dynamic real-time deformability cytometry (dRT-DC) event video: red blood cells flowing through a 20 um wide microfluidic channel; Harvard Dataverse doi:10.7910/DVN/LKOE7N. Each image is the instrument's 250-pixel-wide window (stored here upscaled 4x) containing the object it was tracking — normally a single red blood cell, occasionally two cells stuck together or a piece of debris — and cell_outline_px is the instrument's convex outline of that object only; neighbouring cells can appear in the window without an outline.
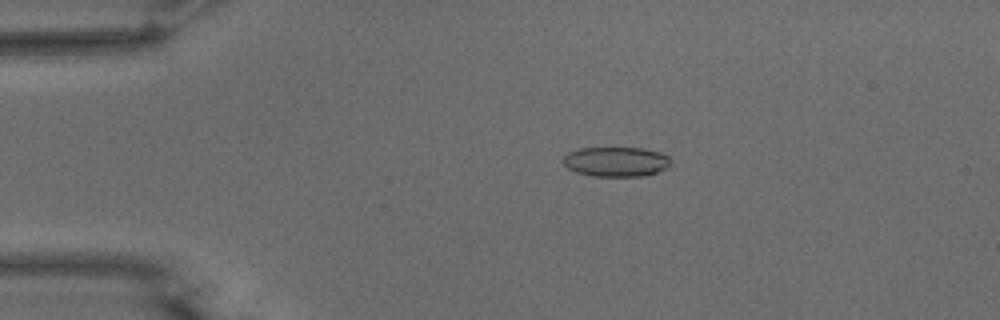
{"species": "common noctule bat (a hibernating species)", "species_latin": "Nyctalus noctula", "temperature_condition": "warm", "stored_images_in_passage": 54, "camera_frame_rate_fps": 3000, "um_per_image_px": 0.085, "animal": {"sex": "male", "body_mass_g": 15.6}, "frame": {"image": 1, "passage_image": 11, "time_ms": 3.333, "image_size_px": [1000, 320], "cell_outline_px": [[668, 168], [656, 172], [640, 176], [592, 176], [576, 172], [568, 168], [564, 164], [564, 156], [568, 152], [580, 148], [640, 148], [660, 152], [668, 156]], "centroid_in_image_um": [52.33, 13.74], "position_along_channel_um": 32.7, "area_um2": 18.44}}
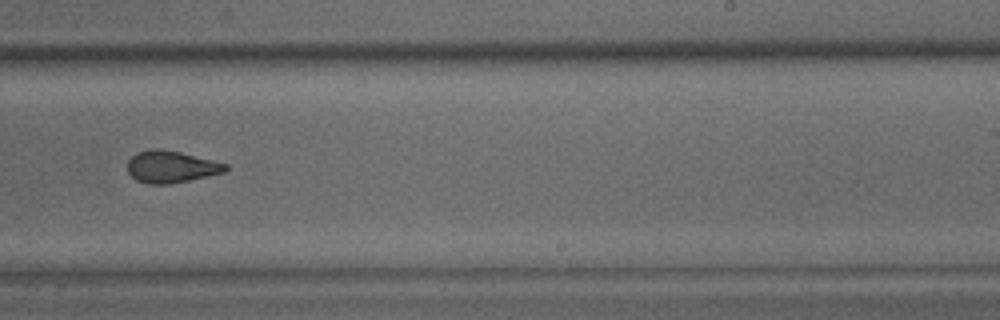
{"frame": {"image": 2, "passage_image": 34, "time_ms": 11.0, "image_size_px": [1000, 320], "cell_outline_px": [[228, 168], [224, 172], [208, 176], [168, 184], [148, 184], [136, 180], [128, 172], [128, 160], [136, 152], [152, 148], [160, 148], [180, 152], [228, 164]], "centroid_in_image_um": [14.52, 14.16], "position_along_channel_um": 274.5, "area_um2": 18.21}}
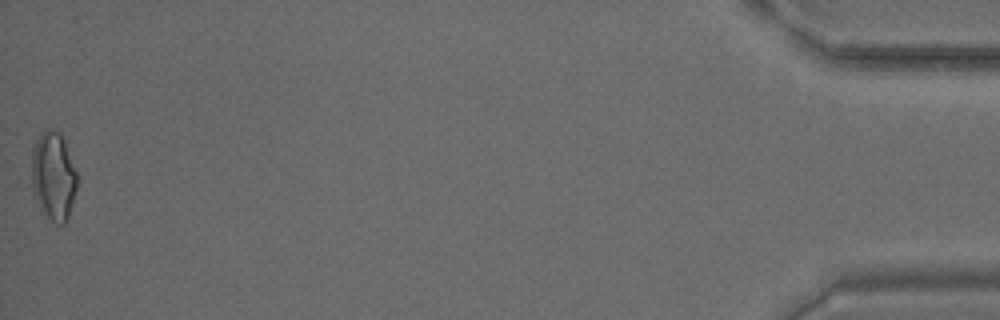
{"frame": {"image": 3, "passage_image": 54, "time_ms": 17.667, "image_size_px": [1000, 320], "cell_outline_px": [[76, 188], [68, 216], [64, 224], [56, 224], [40, 208], [32, 184], [32, 160], [36, 144], [40, 136], [48, 128], [60, 132], [64, 140], [76, 172]], "centroid_in_image_um": [4.56, 14.97], "position_along_channel_um": 430.6, "area_um2": 22.48}, "authors_computed_cell_mechanics": {"area_um2": 18.9295, "velocity_mm_per_s": 3.7609, "shape_relaxation_time_tau1_ms": null, "shape_relaxation_time_tau2_ms": 1.8355, "deformation_change_tau1": null, "deformation_change_tau2": 0.0875}}